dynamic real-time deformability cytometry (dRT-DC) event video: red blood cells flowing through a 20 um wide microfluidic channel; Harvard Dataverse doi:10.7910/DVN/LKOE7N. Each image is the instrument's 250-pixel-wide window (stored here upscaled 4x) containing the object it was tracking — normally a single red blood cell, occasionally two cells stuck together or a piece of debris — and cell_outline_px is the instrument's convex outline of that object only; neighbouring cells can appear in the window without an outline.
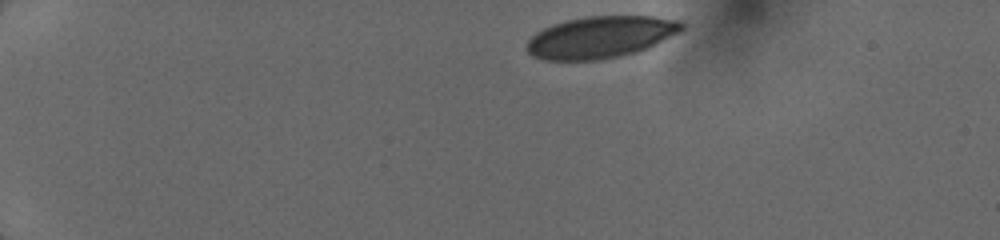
{"species": "human", "species_latin": "Homo sapiens", "temperature_condition": "cold", "stored_images_in_passage": 52, "camera_frame_rate_fps": 3000, "um_per_image_px": 0.085, "donor": {"sex": "female"}, "frame": {"image": 1, "passage_image": 1, "time_ms": 0.0, "image_size_px": [1000, 240], "cell_outline_px": [[684, 28], [680, 32], [648, 48], [636, 52], [596, 60], [548, 60], [532, 56], [524, 48], [528, 40], [536, 32], [552, 24], [584, 16], [652, 16], [684, 20]], "centroid_in_image_um": [51.07, 3.14], "position_along_channel_um": 33.9, "area_um2": 37.92}}
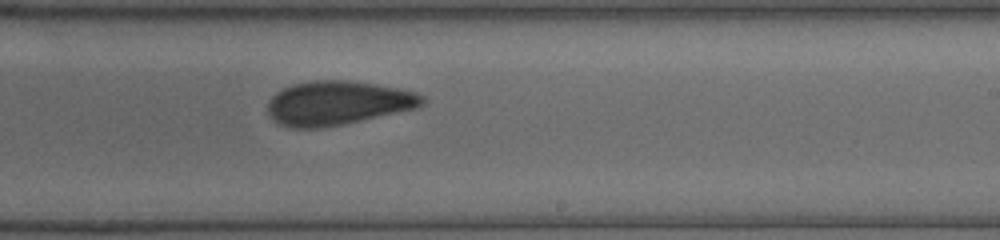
{"frame": {"image": 2, "passage_image": 30, "time_ms": 7.667, "image_size_px": [1000, 240], "cell_outline_px": [[428, 100], [424, 104], [416, 108], [344, 124], [320, 128], [292, 128], [280, 124], [272, 120], [268, 116], [268, 100], [276, 92], [292, 84], [312, 80], [344, 80], [376, 84], [400, 88], [416, 92], [424, 96]], "centroid_in_image_um": [28.7, 8.75], "position_along_channel_um": 260.3, "area_um2": 39.94}}
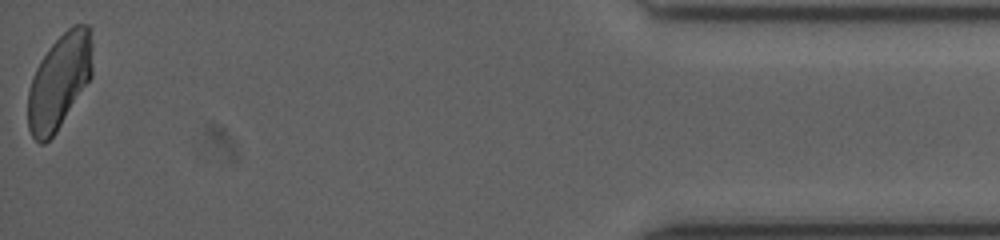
{"frame": {"image": 3, "passage_image": 52, "time_ms": 13.333, "image_size_px": [1000, 240], "cell_outline_px": [[92, 76], [56, 132], [44, 144], [40, 144], [32, 136], [28, 128], [28, 92], [36, 68], [40, 60], [48, 48], [72, 24], [88, 24], [92, 28]], "centroid_in_image_um": [5.06, 6.89], "position_along_channel_um": 430.1, "area_um2": 35.72}}